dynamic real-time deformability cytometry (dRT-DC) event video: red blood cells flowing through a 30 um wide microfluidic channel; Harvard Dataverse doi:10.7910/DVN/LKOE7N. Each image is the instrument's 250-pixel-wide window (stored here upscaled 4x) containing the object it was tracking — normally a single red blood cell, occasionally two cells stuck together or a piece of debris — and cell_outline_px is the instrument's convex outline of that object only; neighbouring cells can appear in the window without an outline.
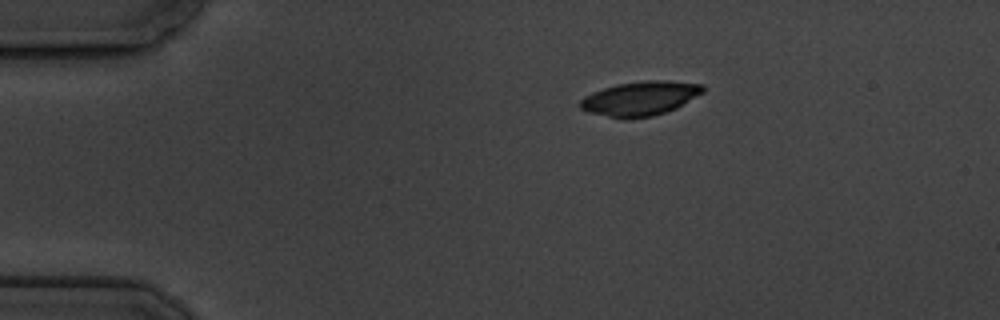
{"species": "common noctule bat (a hibernating species)", "species_latin": "Nyctalus noctula", "temperature_condition": "cold", "stored_images_in_passage": 5, "camera_frame_rate_fps": 3000, "um_per_image_px": 0.085, "animal": {"sex": "male", "body_mass_g": 19.5, "forearm_length_mm": 54.6}, "frame": {"image": 1, "passage_image": 1, "time_ms": 0.0, "image_size_px": [1000, 320], "cell_outline_px": [[704, 92], [676, 108], [652, 116], [624, 120], [588, 112], [580, 108], [580, 100], [584, 96], [592, 92], [616, 84], [648, 80], [668, 80], [704, 84]], "centroid_in_image_um": [54.41, 8.37], "position_along_channel_um": 30.6, "area_um2": 24.68}}
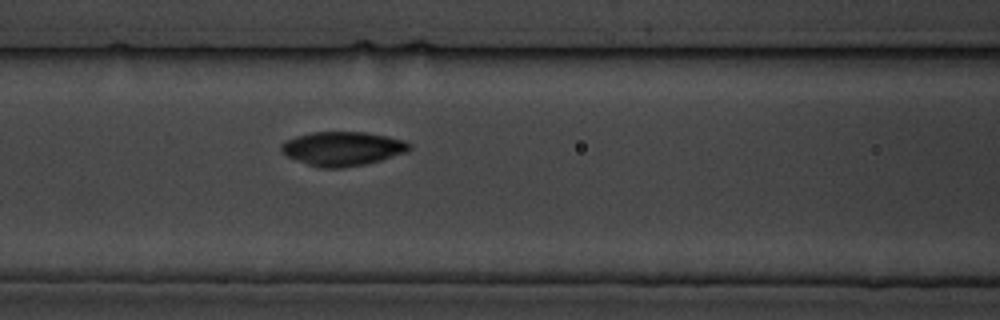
{"frame": {"image": 2, "passage_image": 5, "time_ms": 4.667, "image_size_px": [1000, 320], "cell_outline_px": [[412, 148], [408, 152], [368, 164], [344, 168], [320, 168], [296, 160], [280, 152], [280, 144], [284, 140], [296, 136], [312, 132], [364, 132], [388, 136], [404, 140], [412, 144]], "centroid_in_image_um": [29.13, 12.64], "position_along_channel_um": 137.5, "area_um2": 25.84}}